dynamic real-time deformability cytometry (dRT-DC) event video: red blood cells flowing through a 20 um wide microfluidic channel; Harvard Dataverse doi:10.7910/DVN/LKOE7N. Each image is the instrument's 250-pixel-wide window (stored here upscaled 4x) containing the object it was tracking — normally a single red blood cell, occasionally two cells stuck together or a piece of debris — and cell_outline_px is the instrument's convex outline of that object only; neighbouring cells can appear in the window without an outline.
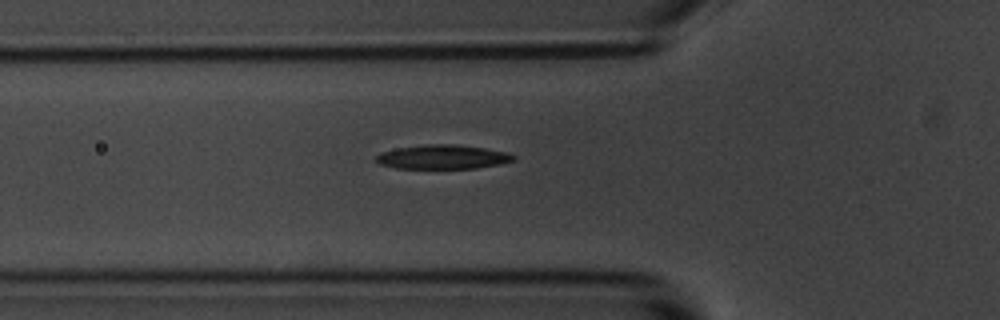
{"species": "common noctule bat (a hibernating species)", "species_latin": "Nyctalus noctula", "temperature_condition": "room temperature", "stored_images_in_passage": 40, "camera_frame_rate_fps": 3000, "um_per_image_px": 0.085, "animal": {"sex": "male", "body_mass_g": 20.1, "forearm_length_mm": 53.5}, "frame": {"image": 1, "passage_image": 7, "time_ms": 2.0, "image_size_px": [1000, 320], "cell_outline_px": [[516, 160], [500, 164], [476, 168], [396, 168], [380, 164], [376, 160], [376, 156], [380, 152], [396, 148], [428, 144], [456, 144], [484, 148], [504, 152], [516, 156]], "centroid_in_image_um": [37.62, 13.34], "position_along_channel_um": 88.2, "area_um2": 19.25}}
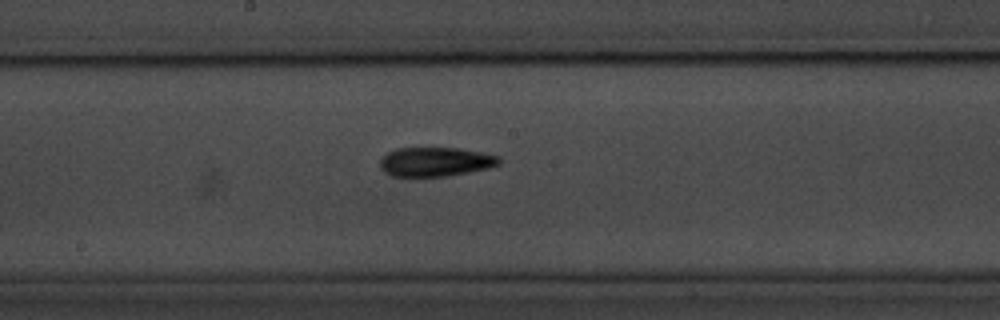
{"frame": {"image": 2, "passage_image": 17, "time_ms": 5.333, "image_size_px": [1000, 320], "cell_outline_px": [[500, 164], [488, 168], [448, 176], [392, 176], [384, 172], [380, 168], [380, 160], [388, 152], [396, 148], [456, 148], [480, 152], [500, 156]], "centroid_in_image_um": [37.0, 13.75], "position_along_channel_um": 211.2, "area_um2": 20.17}}
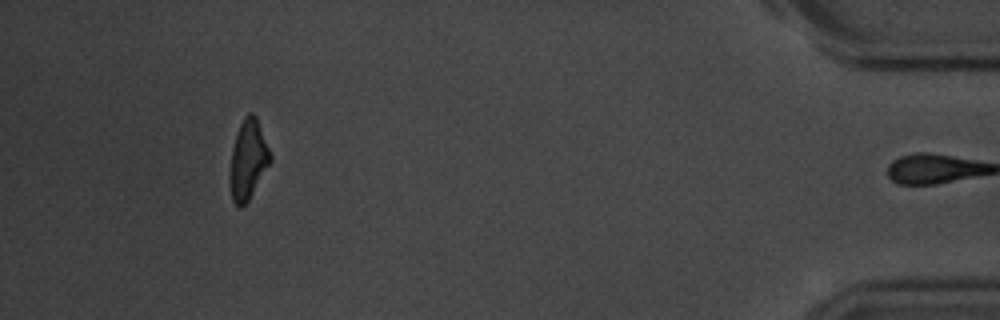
{"frame": {"image": 3, "passage_image": 39, "time_ms": 12.667, "image_size_px": [1000, 320], "cell_outline_px": [[272, 160], [248, 200], [240, 208], [232, 200], [228, 180], [228, 176], [232, 148], [236, 132], [244, 116], [248, 112], [252, 112], [256, 116], [272, 156]], "centroid_in_image_um": [21.06, 13.56], "position_along_channel_um": 414.1, "area_um2": 18.84}}